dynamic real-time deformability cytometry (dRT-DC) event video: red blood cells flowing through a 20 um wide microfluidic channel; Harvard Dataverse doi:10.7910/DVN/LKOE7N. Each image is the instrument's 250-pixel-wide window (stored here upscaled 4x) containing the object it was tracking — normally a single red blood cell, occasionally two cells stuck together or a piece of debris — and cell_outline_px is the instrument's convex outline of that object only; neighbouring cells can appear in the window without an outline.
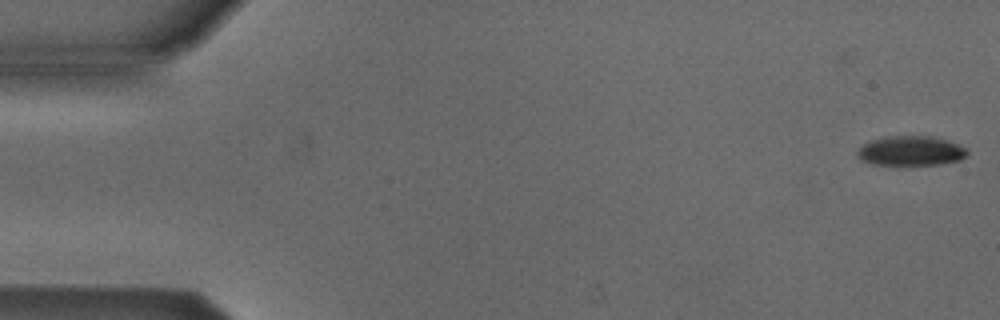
{"species": "Egyptian fruit bat (a non-hibernating species)", "species_latin": "Rousettus aegyptiacus", "temperature_condition": "cold", "stored_images_in_passage": 12, "camera_frame_rate_fps": 3000, "um_per_image_px": 0.085, "animal": {"sex": "male"}, "frame": {"image": 1, "passage_image": 1, "time_ms": 0.0, "image_size_px": [1000, 320], "cell_outline_px": [[968, 156], [960, 160], [940, 164], [900, 168], [872, 164], [860, 160], [856, 156], [856, 152], [864, 144], [872, 140], [884, 136], [928, 136], [944, 140], [956, 144], [964, 148], [968, 152]], "centroid_in_image_um": [77.35, 12.89], "position_along_channel_um": 7.6, "area_um2": 19.71}}